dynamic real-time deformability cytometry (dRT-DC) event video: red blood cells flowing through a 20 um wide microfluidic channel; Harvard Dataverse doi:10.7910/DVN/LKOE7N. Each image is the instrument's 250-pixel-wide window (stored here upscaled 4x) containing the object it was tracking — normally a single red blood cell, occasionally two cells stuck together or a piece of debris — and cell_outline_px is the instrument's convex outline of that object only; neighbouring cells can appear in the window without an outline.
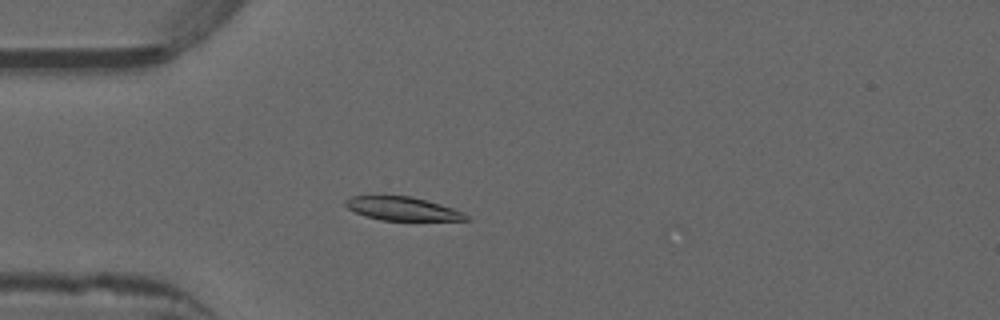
{"species": "common noctule bat (a hibernating species)", "species_latin": "Nyctalus noctula", "temperature_condition": "warm", "stored_images_in_passage": 16, "camera_frame_rate_fps": 3000, "um_per_image_px": 0.085, "animal": {"sex": "male", "forearm_length_mm": 52.5}, "frame": {"image": 1, "passage_image": 11, "time_ms": 3.333, "image_size_px": [1000, 320], "cell_outline_px": [[472, 220], [380, 220], [364, 216], [348, 208], [344, 204], [344, 200], [352, 196], [408, 196], [440, 204], [464, 212]], "centroid_in_image_um": [34.2, 17.74], "position_along_channel_um": 50.8, "area_um2": 16.36}}
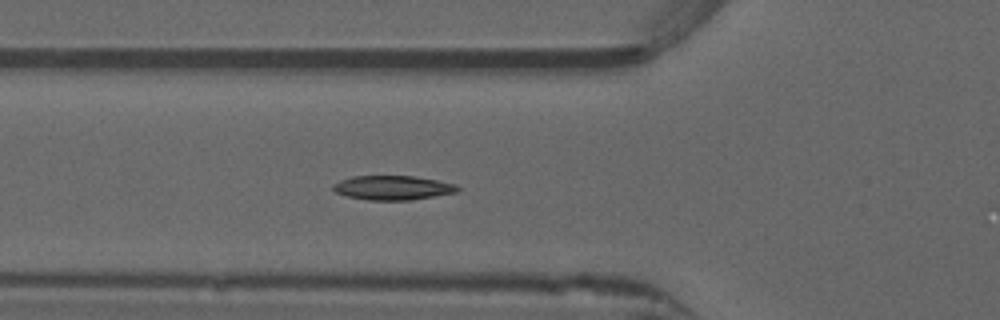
{"frame": {"image": 2, "passage_image": 15, "time_ms": 4.667, "image_size_px": [1000, 320], "cell_outline_px": [[460, 188], [456, 192], [408, 200], [368, 200], [348, 196], [336, 192], [332, 188], [332, 184], [340, 180], [352, 176], [416, 176], [456, 184]], "centroid_in_image_um": [33.36, 15.95], "position_along_channel_um": 92.4, "area_um2": 17.46}}